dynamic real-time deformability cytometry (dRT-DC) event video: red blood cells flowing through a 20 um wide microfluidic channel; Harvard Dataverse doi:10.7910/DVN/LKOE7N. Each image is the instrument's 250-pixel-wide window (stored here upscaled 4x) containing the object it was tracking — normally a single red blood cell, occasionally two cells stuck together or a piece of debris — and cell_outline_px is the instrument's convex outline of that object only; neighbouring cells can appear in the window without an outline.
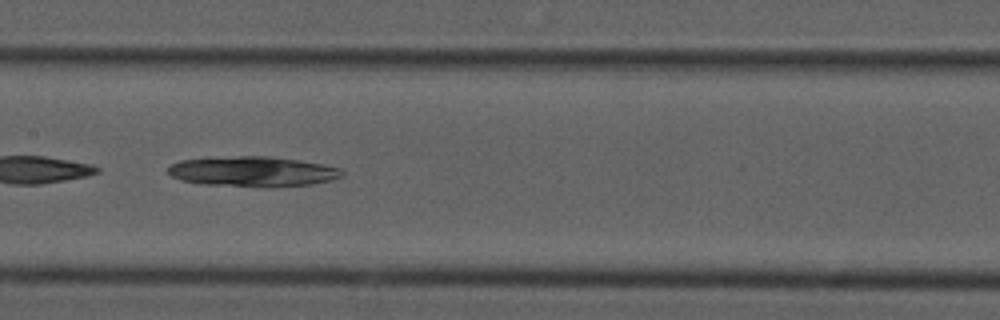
{"species": "common noctule bat (a hibernating species)", "species_latin": "Nyctalus noctula", "temperature_condition": "cold", "stored_images_in_passage": 35, "camera_frame_rate_fps": 3000, "um_per_image_px": 0.085, "animal": {"sex": "male", "forearm_length_mm": 52.5}, "frame": {"image": 1, "passage_image": 12, "time_ms": 3.667, "image_size_px": [1000, 320], "cell_outline_px": [[344, 176], [332, 180], [312, 184], [276, 188], [260, 188], [204, 184], [180, 180], [172, 176], [168, 172], [168, 168], [172, 164], [180, 160], [208, 156], [268, 156], [324, 164], [340, 168], [344, 172]], "centroid_in_image_um": [21.49, 14.59], "position_along_channel_um": 185.9, "area_um2": 31.39}}